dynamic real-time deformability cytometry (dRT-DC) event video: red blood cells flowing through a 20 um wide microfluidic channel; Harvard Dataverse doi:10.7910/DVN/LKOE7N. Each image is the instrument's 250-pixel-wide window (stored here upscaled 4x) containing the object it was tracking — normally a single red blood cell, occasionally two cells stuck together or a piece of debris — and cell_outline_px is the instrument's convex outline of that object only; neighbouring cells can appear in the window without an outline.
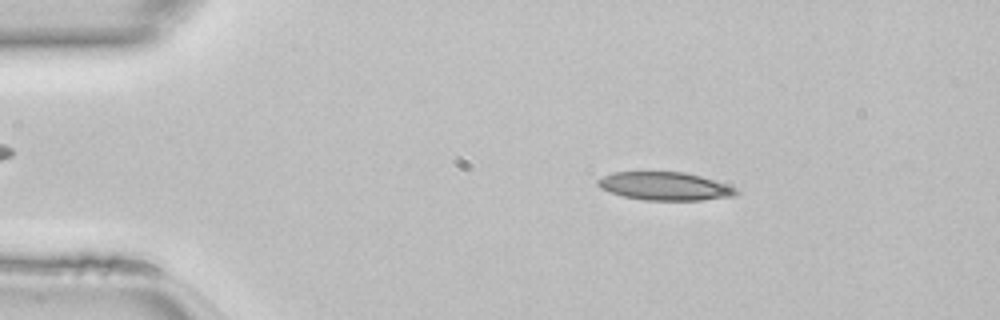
{"species": "common noctule bat (a hibernating species)", "species_latin": "Nyctalus noctula", "temperature_condition": "room temperature", "stored_images_in_passage": 46, "camera_frame_rate_fps": 3000, "um_per_image_px": 0.085, "animal": {"sex": "female", "body_mass_g": 22.7, "forearm_length_mm": 54.2}, "frame": {"image": 1, "passage_image": 7, "time_ms": 2.0, "image_size_px": [1000, 320], "cell_outline_px": [[740, 192], [732, 196], [700, 200], [644, 200], [624, 196], [600, 188], [596, 184], [596, 180], [612, 172], [684, 172], [700, 176], [736, 188]], "centroid_in_image_um": [56.48, 15.82], "position_along_channel_um": 28.5, "area_um2": 22.43}}
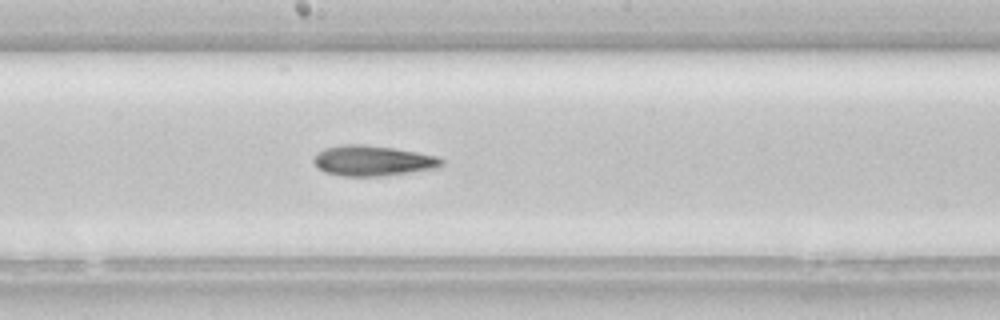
{"frame": {"image": 2, "passage_image": 24, "time_ms": 7.667, "image_size_px": [1000, 320], "cell_outline_px": [[444, 164], [440, 168], [412, 172], [380, 176], [340, 176], [324, 172], [312, 160], [324, 148], [344, 144], [360, 144], [396, 148], [436, 156], [444, 160]], "centroid_in_image_um": [31.73, 13.66], "position_along_channel_um": 216.5, "area_um2": 22.66}}
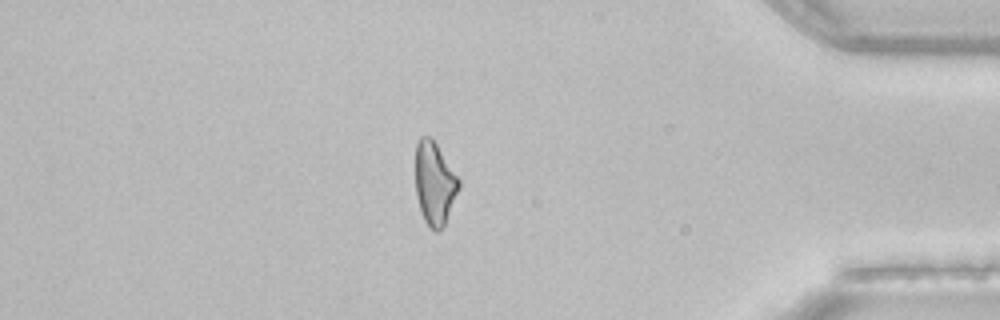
{"frame": {"image": 3, "passage_image": 39, "time_ms": 12.667, "image_size_px": [1000, 320], "cell_outline_px": [[460, 188], [444, 224], [436, 232], [424, 220], [416, 196], [416, 144], [420, 136], [432, 136], [460, 180]], "centroid_in_image_um": [36.94, 15.53], "position_along_channel_um": 398.3, "area_um2": 20.81}}